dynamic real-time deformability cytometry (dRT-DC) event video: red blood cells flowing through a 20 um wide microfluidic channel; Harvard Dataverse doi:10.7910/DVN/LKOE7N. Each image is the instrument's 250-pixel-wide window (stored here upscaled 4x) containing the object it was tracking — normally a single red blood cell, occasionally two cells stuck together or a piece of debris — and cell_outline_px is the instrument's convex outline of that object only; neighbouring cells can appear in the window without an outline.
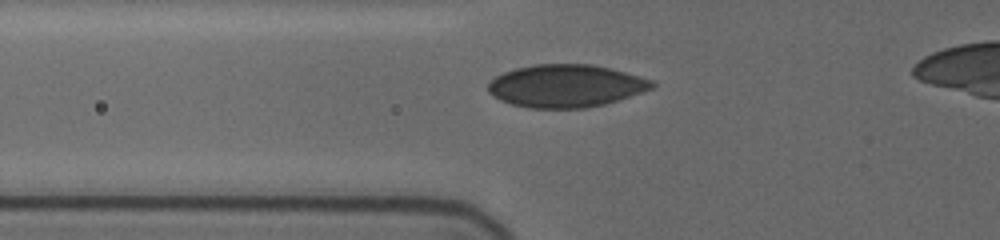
{"species": "human", "species_latin": "Homo sapiens", "temperature_condition": "cold", "stored_images_in_passage": 27, "camera_frame_rate_fps": 3000, "um_per_image_px": 0.085, "donor": {"sex": "female"}, "frame": {"image": 1, "passage_image": 2, "time_ms": 0.667, "image_size_px": [1000, 240], "cell_outline_px": [[656, 84], [652, 88], [604, 104], [584, 108], [528, 108], [512, 104], [500, 100], [492, 96], [488, 92], [488, 84], [496, 76], [504, 72], [516, 68], [532, 64], [592, 64], [612, 68], [652, 80]], "centroid_in_image_um": [48.06, 7.29], "position_along_channel_um": 77.7, "area_um2": 40.63}}
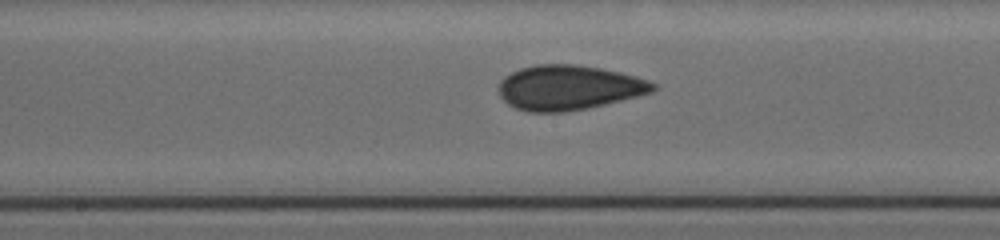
{"frame": {"image": 2, "passage_image": 10, "time_ms": 4.0, "image_size_px": [1000, 240], "cell_outline_px": [[656, 88], [652, 92], [588, 108], [564, 112], [528, 112], [516, 108], [508, 104], [500, 96], [500, 80], [504, 76], [520, 68], [536, 64], [576, 64], [600, 68], [620, 72], [636, 76], [648, 80], [656, 84]], "centroid_in_image_um": [48.33, 7.44], "position_along_channel_um": 199.9, "area_um2": 40.17}}
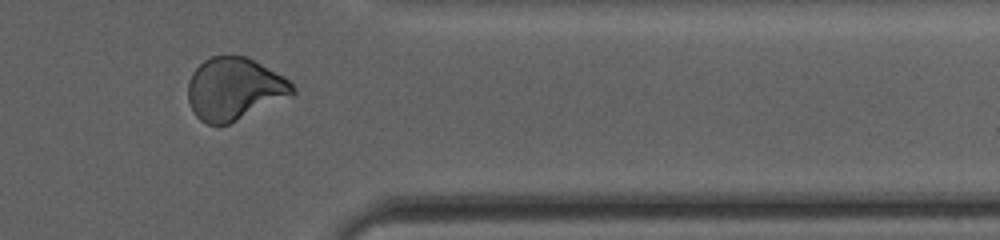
{"frame": {"image": 3, "passage_image": 22, "time_ms": 9.333, "image_size_px": [1000, 240], "cell_outline_px": [[296, 92], [292, 96], [228, 124], [208, 124], [200, 120], [196, 116], [188, 100], [188, 84], [192, 72], [204, 60], [212, 56], [248, 56], [284, 76], [296, 88]], "centroid_in_image_um": [19.94, 7.54], "position_along_channel_um": 391.5, "area_um2": 38.03}}